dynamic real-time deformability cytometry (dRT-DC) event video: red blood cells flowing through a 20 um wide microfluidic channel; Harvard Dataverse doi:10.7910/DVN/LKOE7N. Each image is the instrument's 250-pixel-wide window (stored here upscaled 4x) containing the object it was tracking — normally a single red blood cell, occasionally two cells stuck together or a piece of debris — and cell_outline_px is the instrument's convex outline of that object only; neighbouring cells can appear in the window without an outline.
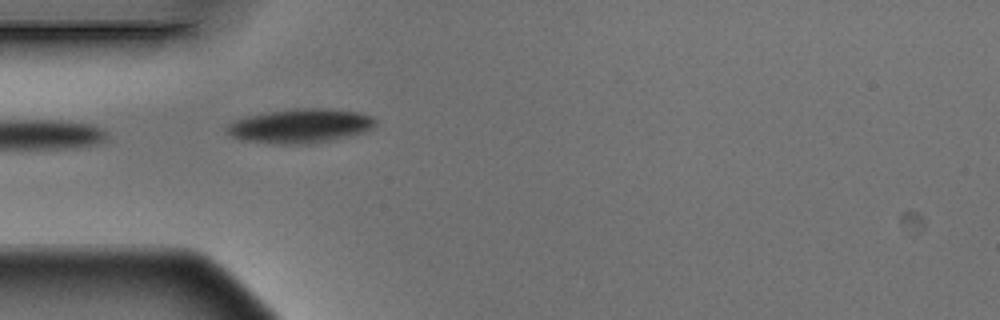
{"species": "Egyptian fruit bat (a non-hibernating species)", "species_latin": "Rousettus aegyptiacus", "temperature_condition": "warm", "stored_images_in_passage": 4, "camera_frame_rate_fps": 3000, "um_per_image_px": 0.085, "animal": {"sex": "male"}, "frame": {"image": 1, "passage_image": 4, "time_ms": 1.0, "image_size_px": [1000, 320], "cell_outline_px": [[376, 124], [372, 128], [364, 132], [312, 144], [288, 144], [244, 140], [232, 136], [228, 132], [228, 124], [236, 120], [248, 116], [292, 108], [324, 108], [356, 112], [372, 116], [376, 120]], "centroid_in_image_um": [25.57, 10.69], "position_along_channel_um": 59.4, "area_um2": 29.07}}